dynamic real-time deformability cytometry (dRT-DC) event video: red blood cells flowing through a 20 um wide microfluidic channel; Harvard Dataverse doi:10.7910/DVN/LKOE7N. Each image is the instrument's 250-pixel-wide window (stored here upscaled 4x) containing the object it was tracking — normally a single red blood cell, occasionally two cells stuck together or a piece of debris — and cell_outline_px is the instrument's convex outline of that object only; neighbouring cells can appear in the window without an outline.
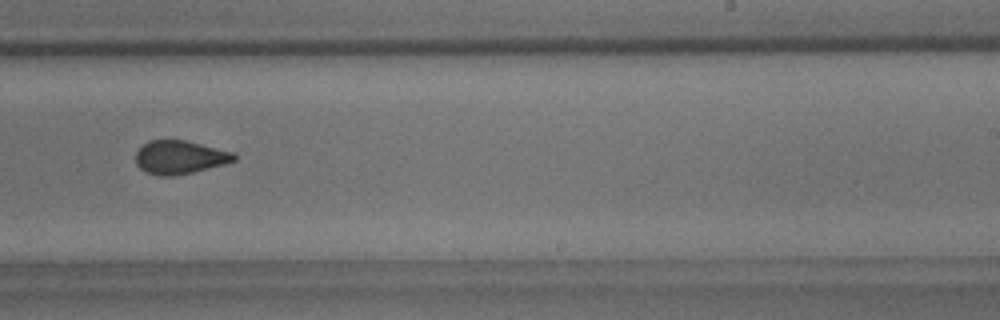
{"species": "common noctule bat (a hibernating species)", "species_latin": "Nyctalus noctula", "temperature_condition": "room temperature", "stored_images_in_passage": 9, "camera_frame_rate_fps": 3000, "um_per_image_px": 0.085, "animal": {"sex": "male", "body_mass_g": 18.8}, "frame": {"image": 1, "passage_image": 9, "time_ms": 9.0, "image_size_px": [1000, 320], "cell_outline_px": [[236, 160], [224, 164], [192, 172], [172, 176], [160, 176], [148, 172], [140, 168], [136, 164], [136, 152], [148, 140], [184, 140], [236, 152]], "centroid_in_image_um": [15.3, 13.36], "position_along_channel_um": 273.7, "area_um2": 19.07}}